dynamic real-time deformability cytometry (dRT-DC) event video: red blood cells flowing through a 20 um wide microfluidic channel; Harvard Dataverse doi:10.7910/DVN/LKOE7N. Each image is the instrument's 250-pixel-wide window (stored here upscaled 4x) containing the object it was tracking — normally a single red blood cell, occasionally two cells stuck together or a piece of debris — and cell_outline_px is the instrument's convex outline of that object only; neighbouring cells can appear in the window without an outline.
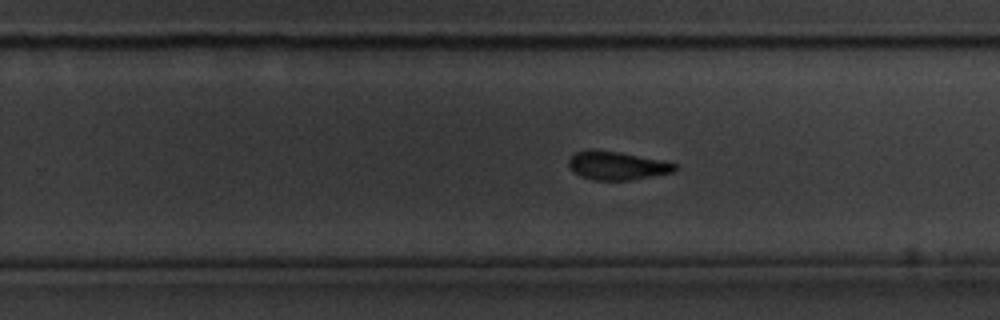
{"species": "common noctule bat (a hibernating species)", "species_latin": "Nyctalus noctula", "temperature_condition": "cold", "stored_images_in_passage": 46, "camera_frame_rate_fps": 3000, "um_per_image_px": 0.085, "animal": {"sex": "male", "body_mass_g": 20.1, "forearm_length_mm": 53.5}, "frame": {"image": 1, "passage_image": 33, "time_ms": 10.667, "image_size_px": [1000, 320], "cell_outline_px": [[680, 164], [672, 172], [652, 176], [628, 180], [596, 180], [580, 176], [572, 172], [568, 164], [568, 160], [576, 152], [620, 152]], "centroid_in_image_um": [52.47, 14.11], "position_along_channel_um": 277.3, "area_um2": 16.99}, "authors_computed_cell_mechanics": {"area_um2": 18.4093, "velocity_mm_per_s": 3.5298, "shape_relaxation_time_tau1_ms": 2.3317, "shape_relaxation_time_tau2_ms": 3.3359, "deformation_change_tau1": 0.1196, "deformation_change_tau2": 0.1066}}